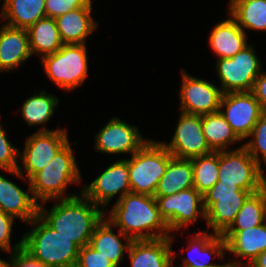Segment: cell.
<instances>
[{
    "label": "cell",
    "mask_w": 266,
    "mask_h": 267,
    "mask_svg": "<svg viewBox=\"0 0 266 267\" xmlns=\"http://www.w3.org/2000/svg\"><path fill=\"white\" fill-rule=\"evenodd\" d=\"M208 41L217 59L232 58L249 45L247 32L230 15L212 28Z\"/></svg>",
    "instance_id": "603a6c76"
},
{
    "label": "cell",
    "mask_w": 266,
    "mask_h": 267,
    "mask_svg": "<svg viewBox=\"0 0 266 267\" xmlns=\"http://www.w3.org/2000/svg\"><path fill=\"white\" fill-rule=\"evenodd\" d=\"M13 253H10L8 261L0 258V267H11V257Z\"/></svg>",
    "instance_id": "60d3db41"
},
{
    "label": "cell",
    "mask_w": 266,
    "mask_h": 267,
    "mask_svg": "<svg viewBox=\"0 0 266 267\" xmlns=\"http://www.w3.org/2000/svg\"><path fill=\"white\" fill-rule=\"evenodd\" d=\"M263 168L242 145L231 150L219 151V175L221 183L236 184L242 190L260 192L266 187Z\"/></svg>",
    "instance_id": "9c48e42d"
},
{
    "label": "cell",
    "mask_w": 266,
    "mask_h": 267,
    "mask_svg": "<svg viewBox=\"0 0 266 267\" xmlns=\"http://www.w3.org/2000/svg\"><path fill=\"white\" fill-rule=\"evenodd\" d=\"M219 111L242 142L248 138L254 125L264 113L260 102L252 92L224 93Z\"/></svg>",
    "instance_id": "4fadbf2b"
},
{
    "label": "cell",
    "mask_w": 266,
    "mask_h": 267,
    "mask_svg": "<svg viewBox=\"0 0 266 267\" xmlns=\"http://www.w3.org/2000/svg\"><path fill=\"white\" fill-rule=\"evenodd\" d=\"M254 193L257 192L242 190L236 184L221 183L218 180L203 195L206 230L212 229V233L223 235L234 223L236 214L246 200Z\"/></svg>",
    "instance_id": "8992f818"
},
{
    "label": "cell",
    "mask_w": 266,
    "mask_h": 267,
    "mask_svg": "<svg viewBox=\"0 0 266 267\" xmlns=\"http://www.w3.org/2000/svg\"><path fill=\"white\" fill-rule=\"evenodd\" d=\"M51 82L63 91L71 92L82 86L88 76L86 44H64L55 53L41 59Z\"/></svg>",
    "instance_id": "52a82bcc"
},
{
    "label": "cell",
    "mask_w": 266,
    "mask_h": 267,
    "mask_svg": "<svg viewBox=\"0 0 266 267\" xmlns=\"http://www.w3.org/2000/svg\"><path fill=\"white\" fill-rule=\"evenodd\" d=\"M162 144L175 158L179 159H191L213 152L203 134L202 115L181 111L171 141L169 143L163 141Z\"/></svg>",
    "instance_id": "5bb4252c"
},
{
    "label": "cell",
    "mask_w": 266,
    "mask_h": 267,
    "mask_svg": "<svg viewBox=\"0 0 266 267\" xmlns=\"http://www.w3.org/2000/svg\"><path fill=\"white\" fill-rule=\"evenodd\" d=\"M46 0H4L0 18L5 24L28 29L39 19L46 17Z\"/></svg>",
    "instance_id": "d4e9b609"
},
{
    "label": "cell",
    "mask_w": 266,
    "mask_h": 267,
    "mask_svg": "<svg viewBox=\"0 0 266 267\" xmlns=\"http://www.w3.org/2000/svg\"><path fill=\"white\" fill-rule=\"evenodd\" d=\"M106 218L132 240H152L171 235L156 199L151 195L127 193L116 201Z\"/></svg>",
    "instance_id": "7a4b0ae2"
},
{
    "label": "cell",
    "mask_w": 266,
    "mask_h": 267,
    "mask_svg": "<svg viewBox=\"0 0 266 267\" xmlns=\"http://www.w3.org/2000/svg\"><path fill=\"white\" fill-rule=\"evenodd\" d=\"M249 137L251 139H249ZM247 140L248 141L245 142L243 146L248 153L261 167V159L266 166V112L260 116Z\"/></svg>",
    "instance_id": "d6a6232c"
},
{
    "label": "cell",
    "mask_w": 266,
    "mask_h": 267,
    "mask_svg": "<svg viewBox=\"0 0 266 267\" xmlns=\"http://www.w3.org/2000/svg\"><path fill=\"white\" fill-rule=\"evenodd\" d=\"M67 132V129L58 127L53 131H37L31 134L25 141L22 153L19 151V160L26 174L20 166L16 170L5 172L29 182V179L47 166L54 156L69 142Z\"/></svg>",
    "instance_id": "ba28073f"
},
{
    "label": "cell",
    "mask_w": 266,
    "mask_h": 267,
    "mask_svg": "<svg viewBox=\"0 0 266 267\" xmlns=\"http://www.w3.org/2000/svg\"><path fill=\"white\" fill-rule=\"evenodd\" d=\"M130 192L129 159L127 158L116 160L110 164L96 179L81 190L86 198L95 205L101 206L104 211L113 197L118 195V201Z\"/></svg>",
    "instance_id": "7c38bea8"
},
{
    "label": "cell",
    "mask_w": 266,
    "mask_h": 267,
    "mask_svg": "<svg viewBox=\"0 0 266 267\" xmlns=\"http://www.w3.org/2000/svg\"><path fill=\"white\" fill-rule=\"evenodd\" d=\"M28 185V192H25L0 174V210L25 223H29L39 212V203Z\"/></svg>",
    "instance_id": "ffe728a7"
},
{
    "label": "cell",
    "mask_w": 266,
    "mask_h": 267,
    "mask_svg": "<svg viewBox=\"0 0 266 267\" xmlns=\"http://www.w3.org/2000/svg\"><path fill=\"white\" fill-rule=\"evenodd\" d=\"M50 210L39 204L38 215L60 235L71 239L79 248L87 246L96 226L107 216L106 211L79 195L56 199ZM44 206H43V205Z\"/></svg>",
    "instance_id": "6da1fadb"
},
{
    "label": "cell",
    "mask_w": 266,
    "mask_h": 267,
    "mask_svg": "<svg viewBox=\"0 0 266 267\" xmlns=\"http://www.w3.org/2000/svg\"><path fill=\"white\" fill-rule=\"evenodd\" d=\"M76 267H116L107 257L95 251L89 244L79 248Z\"/></svg>",
    "instance_id": "d590c367"
},
{
    "label": "cell",
    "mask_w": 266,
    "mask_h": 267,
    "mask_svg": "<svg viewBox=\"0 0 266 267\" xmlns=\"http://www.w3.org/2000/svg\"><path fill=\"white\" fill-rule=\"evenodd\" d=\"M250 264L253 267H266V250L259 254Z\"/></svg>",
    "instance_id": "ab89813d"
},
{
    "label": "cell",
    "mask_w": 266,
    "mask_h": 267,
    "mask_svg": "<svg viewBox=\"0 0 266 267\" xmlns=\"http://www.w3.org/2000/svg\"><path fill=\"white\" fill-rule=\"evenodd\" d=\"M244 267H253L251 264L245 265Z\"/></svg>",
    "instance_id": "ee69618b"
},
{
    "label": "cell",
    "mask_w": 266,
    "mask_h": 267,
    "mask_svg": "<svg viewBox=\"0 0 266 267\" xmlns=\"http://www.w3.org/2000/svg\"><path fill=\"white\" fill-rule=\"evenodd\" d=\"M202 129L213 152L224 151L242 140L236 135L220 111L202 115Z\"/></svg>",
    "instance_id": "83f0119b"
},
{
    "label": "cell",
    "mask_w": 266,
    "mask_h": 267,
    "mask_svg": "<svg viewBox=\"0 0 266 267\" xmlns=\"http://www.w3.org/2000/svg\"><path fill=\"white\" fill-rule=\"evenodd\" d=\"M193 187L192 160L173 157L158 183L154 197L172 195Z\"/></svg>",
    "instance_id": "4316f807"
},
{
    "label": "cell",
    "mask_w": 266,
    "mask_h": 267,
    "mask_svg": "<svg viewBox=\"0 0 266 267\" xmlns=\"http://www.w3.org/2000/svg\"><path fill=\"white\" fill-rule=\"evenodd\" d=\"M147 141L137 126L129 125L114 116L96 133L94 148L100 153L110 155L130 153L132 156Z\"/></svg>",
    "instance_id": "2e32d148"
},
{
    "label": "cell",
    "mask_w": 266,
    "mask_h": 267,
    "mask_svg": "<svg viewBox=\"0 0 266 267\" xmlns=\"http://www.w3.org/2000/svg\"><path fill=\"white\" fill-rule=\"evenodd\" d=\"M176 251H173L174 257L172 258V260L170 261L168 267H173L174 263H175V257L177 256V254H175ZM174 267H188V266H184V265H178V266H174Z\"/></svg>",
    "instance_id": "b9f144b4"
},
{
    "label": "cell",
    "mask_w": 266,
    "mask_h": 267,
    "mask_svg": "<svg viewBox=\"0 0 266 267\" xmlns=\"http://www.w3.org/2000/svg\"><path fill=\"white\" fill-rule=\"evenodd\" d=\"M219 267H244V266H238L229 261L228 263H222Z\"/></svg>",
    "instance_id": "7bdbcfd3"
},
{
    "label": "cell",
    "mask_w": 266,
    "mask_h": 267,
    "mask_svg": "<svg viewBox=\"0 0 266 267\" xmlns=\"http://www.w3.org/2000/svg\"><path fill=\"white\" fill-rule=\"evenodd\" d=\"M91 0H46L45 12L47 17L56 19L68 11L86 6Z\"/></svg>",
    "instance_id": "8d00e7d4"
},
{
    "label": "cell",
    "mask_w": 266,
    "mask_h": 267,
    "mask_svg": "<svg viewBox=\"0 0 266 267\" xmlns=\"http://www.w3.org/2000/svg\"><path fill=\"white\" fill-rule=\"evenodd\" d=\"M7 136V132L0 123V169L3 171H12L19 167L18 157L20 149L12 145Z\"/></svg>",
    "instance_id": "836d02e7"
},
{
    "label": "cell",
    "mask_w": 266,
    "mask_h": 267,
    "mask_svg": "<svg viewBox=\"0 0 266 267\" xmlns=\"http://www.w3.org/2000/svg\"><path fill=\"white\" fill-rule=\"evenodd\" d=\"M173 157L162 141L148 140L129 159L131 192L154 196L158 183Z\"/></svg>",
    "instance_id": "5b68a950"
},
{
    "label": "cell",
    "mask_w": 266,
    "mask_h": 267,
    "mask_svg": "<svg viewBox=\"0 0 266 267\" xmlns=\"http://www.w3.org/2000/svg\"><path fill=\"white\" fill-rule=\"evenodd\" d=\"M181 74L182 82L179 90L181 112L205 115L219 111L223 95L220 87L188 74L184 68Z\"/></svg>",
    "instance_id": "9a60e30c"
},
{
    "label": "cell",
    "mask_w": 266,
    "mask_h": 267,
    "mask_svg": "<svg viewBox=\"0 0 266 267\" xmlns=\"http://www.w3.org/2000/svg\"><path fill=\"white\" fill-rule=\"evenodd\" d=\"M92 0L83 7L68 11L55 19L63 44H86L98 23L92 17Z\"/></svg>",
    "instance_id": "7402d4cb"
},
{
    "label": "cell",
    "mask_w": 266,
    "mask_h": 267,
    "mask_svg": "<svg viewBox=\"0 0 266 267\" xmlns=\"http://www.w3.org/2000/svg\"><path fill=\"white\" fill-rule=\"evenodd\" d=\"M154 198L170 232L182 230L197 222L200 217L205 220L203 195L194 187L172 195Z\"/></svg>",
    "instance_id": "8fae6325"
},
{
    "label": "cell",
    "mask_w": 266,
    "mask_h": 267,
    "mask_svg": "<svg viewBox=\"0 0 266 267\" xmlns=\"http://www.w3.org/2000/svg\"><path fill=\"white\" fill-rule=\"evenodd\" d=\"M32 56L27 29L0 27V72L17 70Z\"/></svg>",
    "instance_id": "d6986e66"
},
{
    "label": "cell",
    "mask_w": 266,
    "mask_h": 267,
    "mask_svg": "<svg viewBox=\"0 0 266 267\" xmlns=\"http://www.w3.org/2000/svg\"><path fill=\"white\" fill-rule=\"evenodd\" d=\"M251 92L260 102L263 111L266 112V71H262L261 74L255 79Z\"/></svg>",
    "instance_id": "f35d334b"
},
{
    "label": "cell",
    "mask_w": 266,
    "mask_h": 267,
    "mask_svg": "<svg viewBox=\"0 0 266 267\" xmlns=\"http://www.w3.org/2000/svg\"><path fill=\"white\" fill-rule=\"evenodd\" d=\"M15 218L0 210V249L2 251L13 253L23 247V239L15 245L11 244L12 226Z\"/></svg>",
    "instance_id": "e575fe53"
},
{
    "label": "cell",
    "mask_w": 266,
    "mask_h": 267,
    "mask_svg": "<svg viewBox=\"0 0 266 267\" xmlns=\"http://www.w3.org/2000/svg\"><path fill=\"white\" fill-rule=\"evenodd\" d=\"M114 229V225L104 217L96 226L90 238L89 245L95 251L107 257L116 267H119L133 240L123 234L119 229L116 234ZM122 238L124 239L123 242Z\"/></svg>",
    "instance_id": "cb8c5ba5"
},
{
    "label": "cell",
    "mask_w": 266,
    "mask_h": 267,
    "mask_svg": "<svg viewBox=\"0 0 266 267\" xmlns=\"http://www.w3.org/2000/svg\"><path fill=\"white\" fill-rule=\"evenodd\" d=\"M192 238L188 240L186 251L187 257H183L182 265L188 267H219L221 264L212 263L214 257H219L224 261L226 253V241L222 235L209 233V231L194 232ZM214 256V257H213Z\"/></svg>",
    "instance_id": "ac0fdd59"
},
{
    "label": "cell",
    "mask_w": 266,
    "mask_h": 267,
    "mask_svg": "<svg viewBox=\"0 0 266 267\" xmlns=\"http://www.w3.org/2000/svg\"><path fill=\"white\" fill-rule=\"evenodd\" d=\"M32 56L42 59L58 51L64 44L61 41L55 19L44 17L27 29Z\"/></svg>",
    "instance_id": "484cf974"
},
{
    "label": "cell",
    "mask_w": 266,
    "mask_h": 267,
    "mask_svg": "<svg viewBox=\"0 0 266 267\" xmlns=\"http://www.w3.org/2000/svg\"><path fill=\"white\" fill-rule=\"evenodd\" d=\"M38 93L34 92V95L22 104L21 116L29 126L41 125L37 131H53L45 127L44 123H47L55 113L59 99L45 90Z\"/></svg>",
    "instance_id": "f546056e"
},
{
    "label": "cell",
    "mask_w": 266,
    "mask_h": 267,
    "mask_svg": "<svg viewBox=\"0 0 266 267\" xmlns=\"http://www.w3.org/2000/svg\"><path fill=\"white\" fill-rule=\"evenodd\" d=\"M74 152L69 141L47 166L29 179L32 194L39 204L79 195L78 193L66 195L69 185L80 184L82 181Z\"/></svg>",
    "instance_id": "3957f363"
},
{
    "label": "cell",
    "mask_w": 266,
    "mask_h": 267,
    "mask_svg": "<svg viewBox=\"0 0 266 267\" xmlns=\"http://www.w3.org/2000/svg\"><path fill=\"white\" fill-rule=\"evenodd\" d=\"M11 267H47L42 262L34 259L23 248L13 252Z\"/></svg>",
    "instance_id": "74e56055"
},
{
    "label": "cell",
    "mask_w": 266,
    "mask_h": 267,
    "mask_svg": "<svg viewBox=\"0 0 266 267\" xmlns=\"http://www.w3.org/2000/svg\"><path fill=\"white\" fill-rule=\"evenodd\" d=\"M174 237L133 240L128 250L131 267H168L174 257L172 243Z\"/></svg>",
    "instance_id": "44dd1931"
},
{
    "label": "cell",
    "mask_w": 266,
    "mask_h": 267,
    "mask_svg": "<svg viewBox=\"0 0 266 267\" xmlns=\"http://www.w3.org/2000/svg\"><path fill=\"white\" fill-rule=\"evenodd\" d=\"M194 188L204 195L218 181L219 151L191 158Z\"/></svg>",
    "instance_id": "1f68e13d"
},
{
    "label": "cell",
    "mask_w": 266,
    "mask_h": 267,
    "mask_svg": "<svg viewBox=\"0 0 266 267\" xmlns=\"http://www.w3.org/2000/svg\"><path fill=\"white\" fill-rule=\"evenodd\" d=\"M23 249L47 267H76L79 247L50 227L39 215L28 223Z\"/></svg>",
    "instance_id": "277c9868"
},
{
    "label": "cell",
    "mask_w": 266,
    "mask_h": 267,
    "mask_svg": "<svg viewBox=\"0 0 266 267\" xmlns=\"http://www.w3.org/2000/svg\"><path fill=\"white\" fill-rule=\"evenodd\" d=\"M266 222V187L252 194L236 214L234 223L227 231H240Z\"/></svg>",
    "instance_id": "4dcf8cb0"
},
{
    "label": "cell",
    "mask_w": 266,
    "mask_h": 267,
    "mask_svg": "<svg viewBox=\"0 0 266 267\" xmlns=\"http://www.w3.org/2000/svg\"><path fill=\"white\" fill-rule=\"evenodd\" d=\"M222 236L226 241V252L235 256L236 260L231 262L238 266L250 264L266 250V222L245 230L226 231ZM242 258L247 260L246 263Z\"/></svg>",
    "instance_id": "e0dca14e"
},
{
    "label": "cell",
    "mask_w": 266,
    "mask_h": 267,
    "mask_svg": "<svg viewBox=\"0 0 266 267\" xmlns=\"http://www.w3.org/2000/svg\"><path fill=\"white\" fill-rule=\"evenodd\" d=\"M228 5V15L243 31H266V0H230Z\"/></svg>",
    "instance_id": "f1b7e54d"
},
{
    "label": "cell",
    "mask_w": 266,
    "mask_h": 267,
    "mask_svg": "<svg viewBox=\"0 0 266 267\" xmlns=\"http://www.w3.org/2000/svg\"><path fill=\"white\" fill-rule=\"evenodd\" d=\"M216 71L222 93L251 92L255 79L262 72V63L254 46L247 45L232 58L216 60Z\"/></svg>",
    "instance_id": "30bf717a"
}]
</instances>
